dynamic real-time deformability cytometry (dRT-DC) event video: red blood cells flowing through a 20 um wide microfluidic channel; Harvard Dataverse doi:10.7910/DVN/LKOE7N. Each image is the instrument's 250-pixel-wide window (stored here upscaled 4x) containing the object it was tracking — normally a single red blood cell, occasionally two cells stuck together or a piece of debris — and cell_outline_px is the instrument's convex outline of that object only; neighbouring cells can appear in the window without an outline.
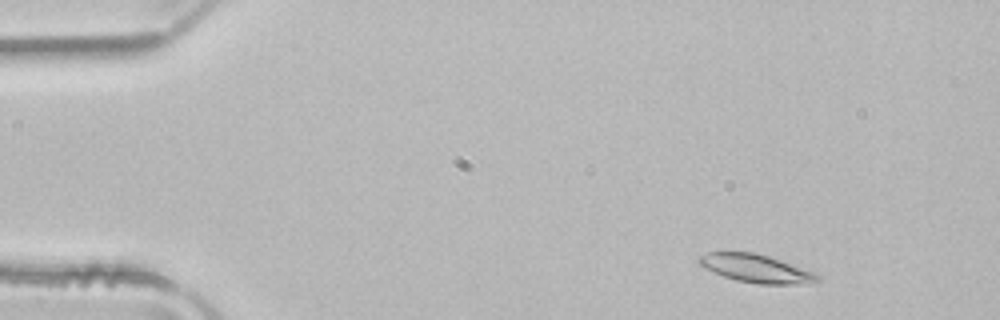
{"species": "common noctule bat (a hibernating species)", "species_latin": "Nyctalus noctula", "temperature_condition": "room temperature", "stored_images_in_passage": 46, "camera_frame_rate_fps": 3000, "um_per_image_px": 0.085, "animal": {"sex": "male", "body_mass_g": 21.5, "forearm_length_mm": 52.0}, "frame": {"image": 1, "passage_image": 1, "time_ms": 0.0, "image_size_px": [1000, 320], "cell_outline_px": [[820, 280], [796, 284], [760, 284], [736, 280], [724, 276], [704, 268], [696, 264], [696, 260], [700, 256], [708, 252], [756, 252], [780, 260], [812, 272], [820, 276]], "centroid_in_image_um": [64.18, 22.81], "position_along_channel_um": 20.8, "area_um2": 19.19}}
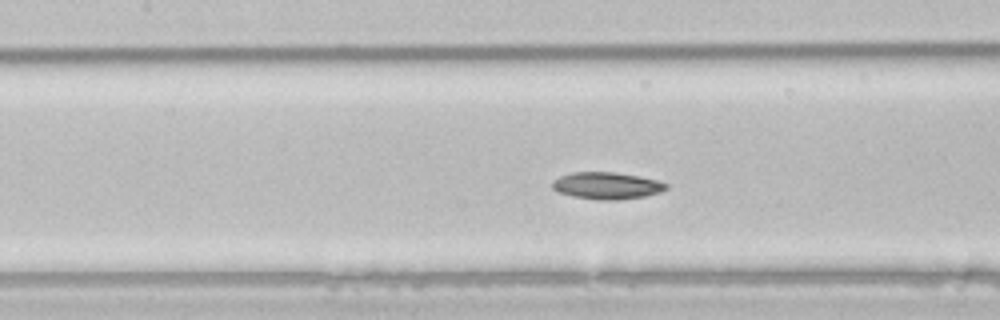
{"frame": {"image": 2, "passage_image": 18, "time_ms": 5.667, "image_size_px": [1000, 320], "cell_outline_px": [[668, 188], [660, 192], [644, 196], [620, 200], [600, 200], [572, 196], [556, 192], [552, 188], [552, 180], [560, 176], [572, 172], [612, 172], [640, 176], [656, 180], [668, 184]], "centroid_in_image_um": [51.55, 15.78], "position_along_channel_um": 155.9, "area_um2": 17.98}}
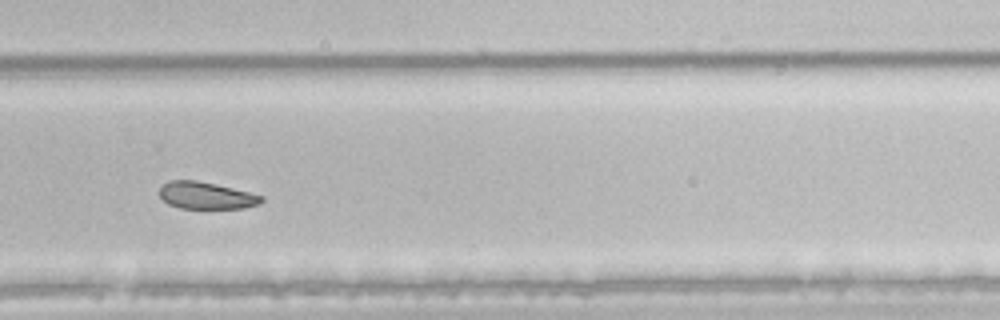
{"frame": {"image": 3, "passage_image": 30, "time_ms": 9.667, "image_size_px": [1000, 320], "cell_outline_px": [[264, 200], [260, 204], [244, 208], [180, 208], [168, 204], [160, 196], [160, 188], [164, 184], [172, 180], [196, 180], [216, 184], [264, 196]], "centroid_in_image_um": [17.55, 16.62], "position_along_channel_um": 312.2, "area_um2": 15.95}, "authors_computed_cell_mechanics": {"area_um2": 18.496, "velocity_mm_per_s": 3.9272, "shape_relaxation_time_tau1_ms": 5.1994, "shape_relaxation_time_tau2_ms": null, "deformation_change_tau1": 0.0941, "deformation_change_tau2": null}}